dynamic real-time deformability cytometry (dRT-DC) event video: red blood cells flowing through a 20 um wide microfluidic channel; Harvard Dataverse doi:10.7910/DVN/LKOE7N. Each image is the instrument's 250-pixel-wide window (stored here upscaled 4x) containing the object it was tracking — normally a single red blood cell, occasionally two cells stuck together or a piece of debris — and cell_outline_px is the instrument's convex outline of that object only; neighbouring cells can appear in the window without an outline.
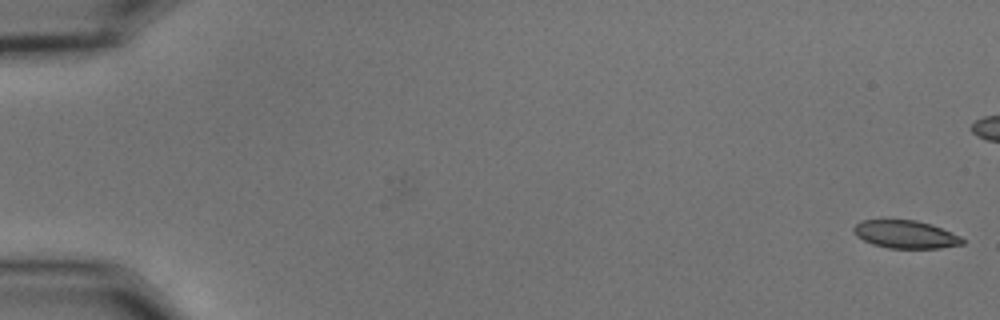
{"species": "common noctule bat (a hibernating species)", "species_latin": "Nyctalus noctula", "temperature_condition": "cold", "stored_images_in_passage": 7, "camera_frame_rate_fps": 3000, "um_per_image_px": 0.085, "animal": {"sex": "male", "body_mass_g": 15.6}, "frame": {"image": 1, "passage_image": 7, "time_ms": 2.0, "image_size_px": [1000, 320], "cell_outline_px": [[964, 244], [940, 248], [888, 248], [872, 244], [856, 236], [852, 232], [852, 228], [860, 220], [916, 220], [932, 224], [960, 236], [964, 240]], "centroid_in_image_um": [76.95, 19.92], "position_along_channel_um": 8.1, "area_um2": 17.74}}